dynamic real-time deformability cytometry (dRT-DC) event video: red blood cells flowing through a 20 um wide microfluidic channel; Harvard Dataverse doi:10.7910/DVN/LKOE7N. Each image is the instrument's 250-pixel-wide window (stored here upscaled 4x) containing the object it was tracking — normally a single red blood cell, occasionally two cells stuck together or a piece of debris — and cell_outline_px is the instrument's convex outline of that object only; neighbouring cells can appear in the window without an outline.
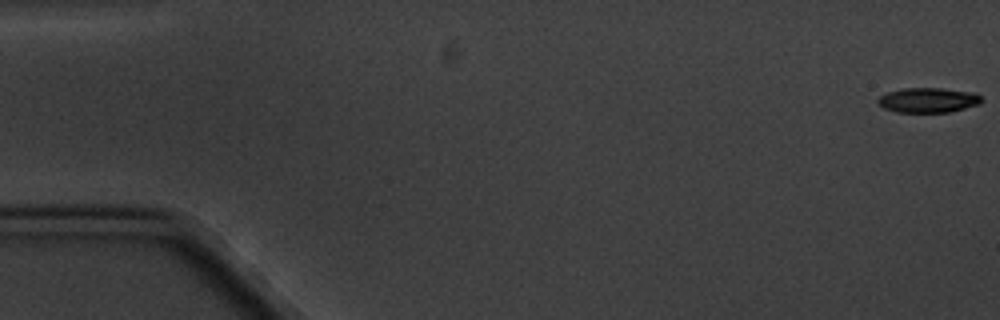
{"species": "common noctule bat (a hibernating species)", "species_latin": "Nyctalus noctula", "temperature_condition": "cold", "stored_images_in_passage": 4, "camera_frame_rate_fps": 3000, "um_per_image_px": 0.085, "animal": {"sex": "male", "body_mass_g": 20.1, "forearm_length_mm": 53.5}, "frame": {"image": 1, "passage_image": 1, "time_ms": 0.0, "image_size_px": [1000, 320], "cell_outline_px": [[984, 100], [980, 104], [948, 112], [896, 112], [884, 108], [876, 100], [880, 96], [888, 92], [904, 88], [940, 88], [976, 92]], "centroid_in_image_um": [78.92, 8.5], "position_along_channel_um": 6.1, "area_um2": 15.03}}